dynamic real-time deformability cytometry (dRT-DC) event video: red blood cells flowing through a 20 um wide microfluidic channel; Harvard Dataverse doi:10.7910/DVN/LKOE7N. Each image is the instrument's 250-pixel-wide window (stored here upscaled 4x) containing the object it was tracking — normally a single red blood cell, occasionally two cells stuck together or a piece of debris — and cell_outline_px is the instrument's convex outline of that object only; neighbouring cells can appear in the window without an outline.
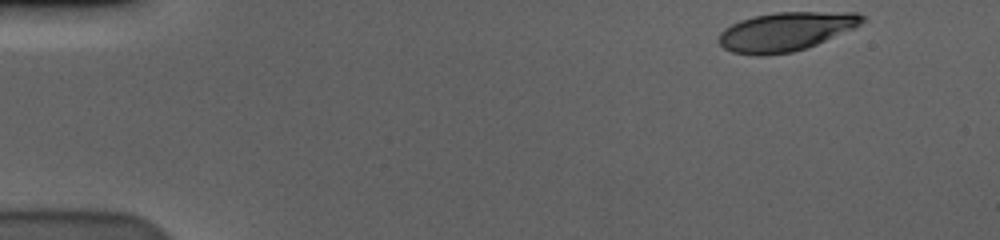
{"species": "human", "species_latin": "Homo sapiens", "temperature_condition": "cold", "stored_images_in_passage": 46, "camera_frame_rate_fps": 3000, "um_per_image_px": 0.085, "donor": {"sex": "male"}, "frame": {"image": 1, "passage_image": 1, "time_ms": 0.0, "image_size_px": [1000, 240], "cell_outline_px": [[868, 20], [852, 28], [816, 44], [792, 52], [764, 56], [756, 56], [732, 52], [724, 48], [720, 44], [720, 32], [724, 28], [740, 20], [756, 16], [776, 12], [856, 12], [864, 16]], "centroid_in_image_um": [66.78, 2.68], "position_along_channel_um": 18.2, "area_um2": 32.19}}
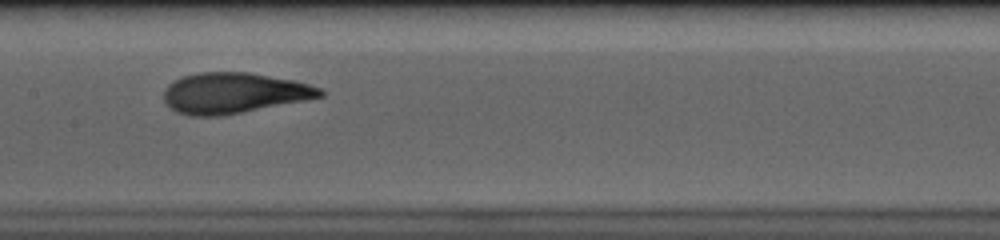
{"frame": {"image": 2, "passage_image": 25, "time_ms": 8.0, "image_size_px": [1000, 240], "cell_outline_px": [[324, 96], [304, 100], [220, 116], [188, 116], [176, 112], [164, 100], [164, 92], [168, 84], [184, 76], [200, 72], [248, 72], [292, 80], [308, 84], [320, 88], [324, 92]], "centroid_in_image_um": [19.85, 7.91], "position_along_channel_um": 187.5, "area_um2": 36.59}}
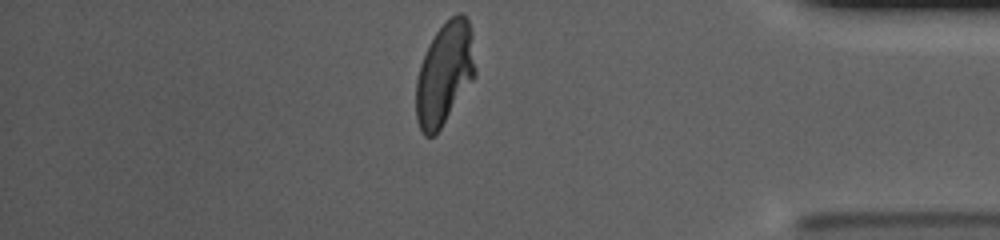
{"frame": {"image": 3, "passage_image": 45, "time_ms": 14.667, "image_size_px": [1000, 240], "cell_outline_px": [[476, 76], [436, 136], [424, 136], [416, 120], [416, 80], [420, 64], [436, 32], [456, 12], [464, 12], [468, 20], [472, 32], [476, 72]], "centroid_in_image_um": [37.81, 6.29], "position_along_channel_um": 397.4, "area_um2": 35.6}, "authors_computed_cell_mechanics": {"area_um2": 36.2695, "velocity_mm_per_s": 3.5805, "shape_relaxation_time_tau1_ms": 4.9833, "shape_relaxation_time_tau2_ms": 0.9368, "deformation_change_tau1": 0.2081, "deformation_change_tau2": 0.0697}}